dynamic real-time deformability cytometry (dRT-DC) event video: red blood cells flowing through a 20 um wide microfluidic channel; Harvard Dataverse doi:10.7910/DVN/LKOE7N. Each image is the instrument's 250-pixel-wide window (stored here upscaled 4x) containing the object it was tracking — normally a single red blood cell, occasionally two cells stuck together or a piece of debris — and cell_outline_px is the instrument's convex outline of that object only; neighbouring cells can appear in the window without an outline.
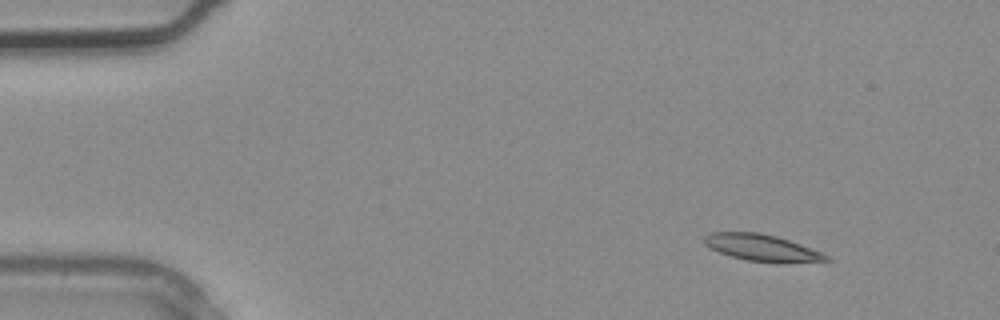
{"species": "common noctule bat (a hibernating species)", "species_latin": "Nyctalus noctula", "temperature_condition": "warm", "stored_images_in_passage": 2, "camera_frame_rate_fps": 3000, "um_per_image_px": 0.085, "animal": {"sex": "male", "body_mass_g": 20.4}, "frame": {"image": 1, "passage_image": 1, "time_ms": 0.0, "image_size_px": [1000, 320], "cell_outline_px": [[832, 260], [780, 264], [748, 260], [732, 256], [720, 252], [704, 244], [704, 236], [708, 232], [760, 232], [776, 236], [800, 244], [832, 256]], "centroid_in_image_um": [64.82, 21.07], "position_along_channel_um": 20.2, "area_um2": 19.13}}